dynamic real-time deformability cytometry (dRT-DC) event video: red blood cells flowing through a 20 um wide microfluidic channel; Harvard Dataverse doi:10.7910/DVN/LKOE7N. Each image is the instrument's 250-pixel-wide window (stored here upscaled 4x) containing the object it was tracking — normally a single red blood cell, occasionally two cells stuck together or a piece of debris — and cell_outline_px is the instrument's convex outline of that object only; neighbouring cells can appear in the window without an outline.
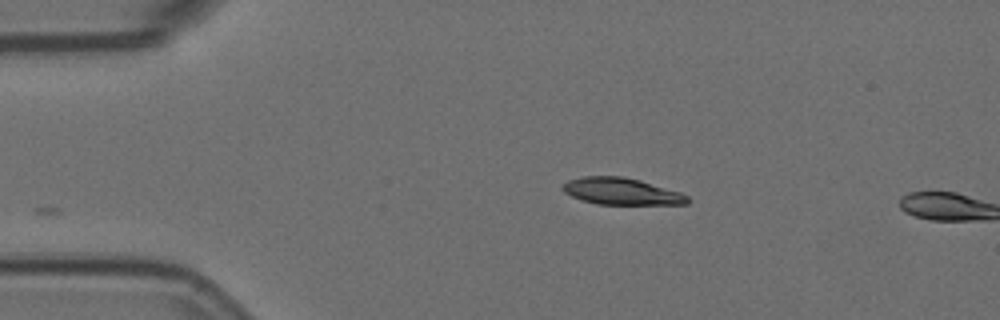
{"species": "Egyptian fruit bat (a non-hibernating species)", "species_latin": "Rousettus aegyptiacus", "temperature_condition": "room temperature", "stored_images_in_passage": 2, "camera_frame_rate_fps": 3000, "um_per_image_px": 0.085, "animal": {"sex": "female"}, "frame": {"image": 1, "passage_image": 1, "time_ms": 0.0, "image_size_px": [1000, 320], "cell_outline_px": [[692, 200], [688, 204], [596, 204], [580, 200], [564, 192], [560, 188], [560, 184], [568, 180], [580, 176], [624, 176], [640, 180], [680, 192], [688, 196]], "centroid_in_image_um": [52.78, 16.26], "position_along_channel_um": 32.2, "area_um2": 19.77}}